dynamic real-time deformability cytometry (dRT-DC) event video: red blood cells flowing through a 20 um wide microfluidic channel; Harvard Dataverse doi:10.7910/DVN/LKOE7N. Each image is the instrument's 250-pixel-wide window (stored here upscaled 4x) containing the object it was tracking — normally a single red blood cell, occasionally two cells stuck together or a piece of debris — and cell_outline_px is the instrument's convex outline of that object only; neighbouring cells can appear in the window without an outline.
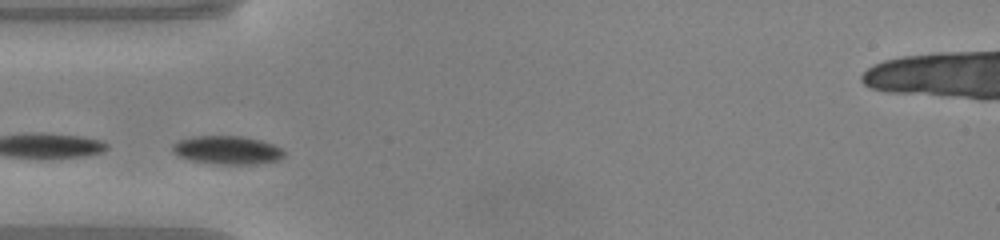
{"species": "common noctule bat (a hibernating species)", "species_latin": "Nyctalus noctula", "temperature_condition": "warm", "stored_images_in_passage": 10, "camera_frame_rate_fps": 3000, "um_per_image_px": 0.085, "animal": {"sex": "male", "body_mass_g": 20.0, "forearm_length_mm": 53.3}, "frame": {"image": 1, "passage_image": 4, "time_ms": 1.0, "image_size_px": [1000, 240], "cell_outline_px": [[284, 156], [280, 160], [256, 164], [220, 164], [192, 160], [180, 156], [172, 152], [172, 144], [180, 140], [192, 136], [240, 136], [260, 140], [272, 144], [280, 148], [284, 152]], "centroid_in_image_um": [19.32, 12.75], "position_along_channel_um": 65.7, "area_um2": 18.32}}
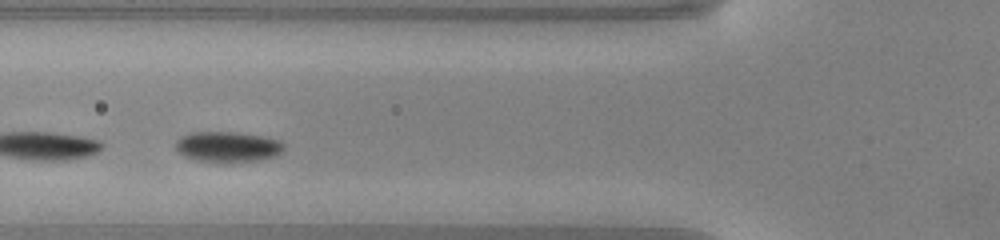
{"frame": {"image": 2, "passage_image": 7, "time_ms": 2.0, "image_size_px": [1000, 240], "cell_outline_px": [[284, 148], [276, 156], [260, 160], [228, 164], [196, 160], [184, 156], [176, 148], [176, 140], [180, 136], [192, 132], [232, 132], [264, 136], [280, 140], [284, 144]], "centroid_in_image_um": [19.37, 12.5], "position_along_channel_um": 106.4, "area_um2": 19.65}}